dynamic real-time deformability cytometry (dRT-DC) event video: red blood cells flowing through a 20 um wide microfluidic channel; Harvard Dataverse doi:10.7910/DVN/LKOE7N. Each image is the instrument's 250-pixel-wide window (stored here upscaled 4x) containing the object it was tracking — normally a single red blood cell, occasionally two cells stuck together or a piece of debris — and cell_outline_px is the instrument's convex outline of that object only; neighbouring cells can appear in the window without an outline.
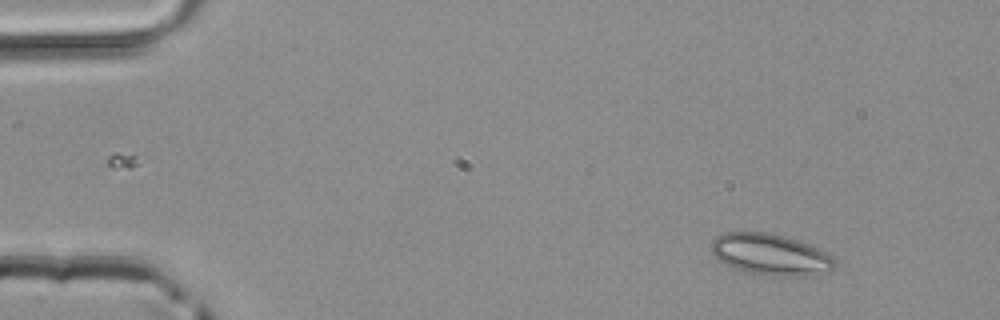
{"species": "common noctule bat (a hibernating species)", "species_latin": "Nyctalus noctula", "temperature_condition": "room temperature", "stored_images_in_passage": 48, "camera_frame_rate_fps": 3000, "um_per_image_px": 0.085, "animal": {"sex": "male", "body_mass_g": 20.4}, "frame": {"image": 1, "passage_image": 5, "time_ms": 1.333, "image_size_px": [1000, 320], "cell_outline_px": [[836, 264], [828, 272], [804, 276], [776, 276], [748, 272], [736, 268], [720, 260], [712, 252], [712, 240], [716, 236], [724, 232], [772, 232], [808, 244], [832, 256], [836, 260]], "centroid_in_image_um": [65.51, 21.62], "position_along_channel_um": 19.5, "area_um2": 29.42}}
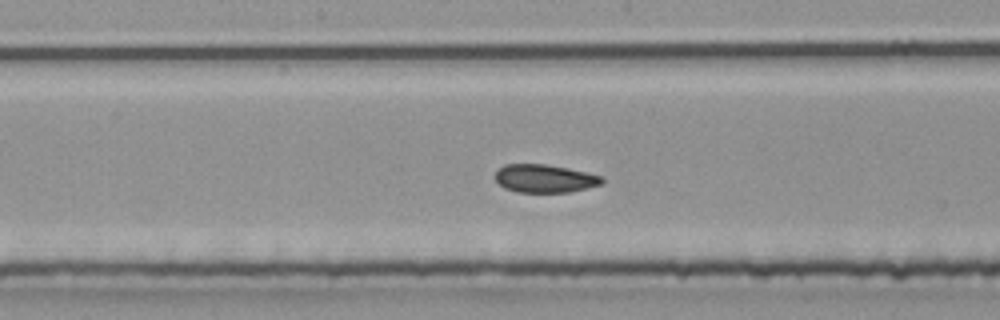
{"frame": {"image": 2, "passage_image": 25, "time_ms": 8.0, "image_size_px": [1000, 320], "cell_outline_px": [[604, 180], [600, 184], [568, 192], [516, 192], [504, 188], [496, 180], [496, 168], [504, 164], [544, 164], [568, 168], [600, 176]], "centroid_in_image_um": [46.22, 15.16], "position_along_channel_um": 202.0, "area_um2": 17.28}}
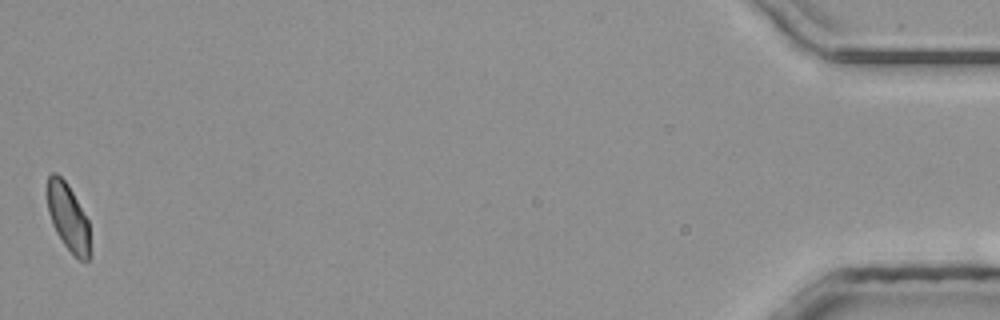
{"frame": {"image": 3, "passage_image": 48, "time_ms": 15.667, "image_size_px": [1000, 320], "cell_outline_px": [[92, 256], [88, 260], [80, 260], [64, 244], [56, 232], [52, 224], [48, 212], [48, 176], [52, 172], [56, 172], [68, 184], [88, 220]], "centroid_in_image_um": [5.82, 18.5], "position_along_channel_um": 429.4, "area_um2": 16.76}}